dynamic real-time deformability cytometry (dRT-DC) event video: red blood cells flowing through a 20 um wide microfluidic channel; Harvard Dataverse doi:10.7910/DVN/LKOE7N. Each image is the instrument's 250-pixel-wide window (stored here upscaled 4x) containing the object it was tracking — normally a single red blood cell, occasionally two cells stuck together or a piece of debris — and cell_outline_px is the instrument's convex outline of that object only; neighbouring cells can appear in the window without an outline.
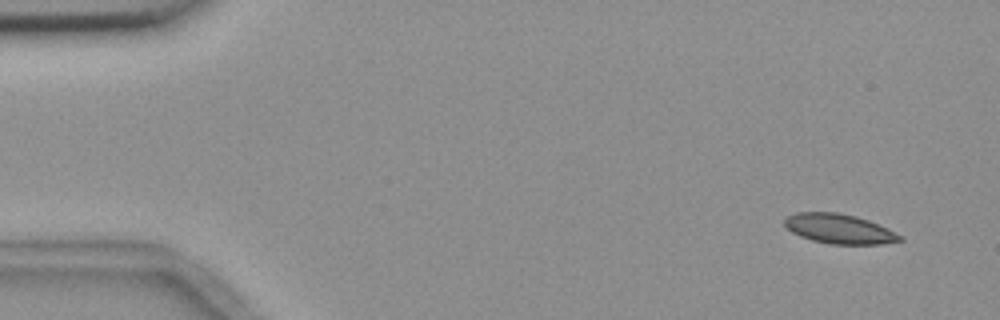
{"species": "common noctule bat (a hibernating species)", "species_latin": "Nyctalus noctula", "temperature_condition": "room temperature", "stored_images_in_passage": 7, "camera_frame_rate_fps": 3000, "um_per_image_px": 0.085, "animal": {"sex": "female", "body_mass_g": 18.4}, "frame": {"image": 1, "passage_image": 1, "time_ms": 0.0, "image_size_px": [1000, 320], "cell_outline_px": [[904, 240], [880, 244], [828, 244], [812, 240], [800, 236], [792, 232], [784, 224], [784, 220], [788, 216], [796, 212], [836, 212], [856, 216], [868, 220], [888, 228], [904, 236]], "centroid_in_image_um": [71.36, 19.45], "position_along_channel_um": 13.6, "area_um2": 20.0}}
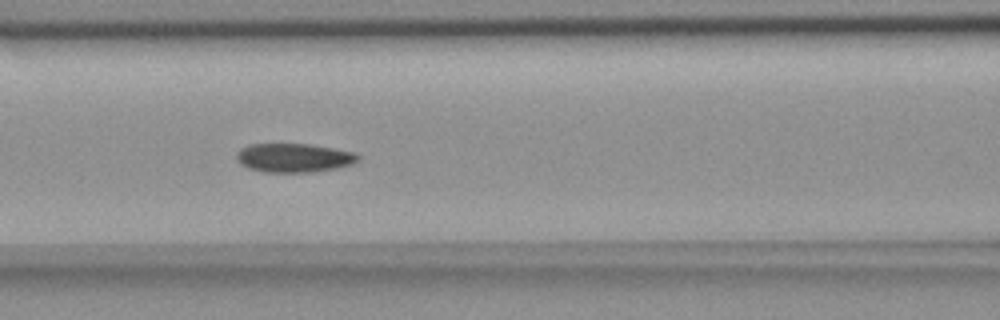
{"frame": {"image": 2, "passage_image": 7, "time_ms": 6.667, "image_size_px": [1000, 320], "cell_outline_px": [[360, 160], [352, 164], [336, 168], [312, 172], [264, 172], [248, 168], [240, 164], [236, 160], [236, 152], [240, 148], [248, 144], [312, 144], [352, 152], [360, 156]], "centroid_in_image_um": [24.94, 13.41], "position_along_channel_um": 141.7, "area_um2": 20.58}}